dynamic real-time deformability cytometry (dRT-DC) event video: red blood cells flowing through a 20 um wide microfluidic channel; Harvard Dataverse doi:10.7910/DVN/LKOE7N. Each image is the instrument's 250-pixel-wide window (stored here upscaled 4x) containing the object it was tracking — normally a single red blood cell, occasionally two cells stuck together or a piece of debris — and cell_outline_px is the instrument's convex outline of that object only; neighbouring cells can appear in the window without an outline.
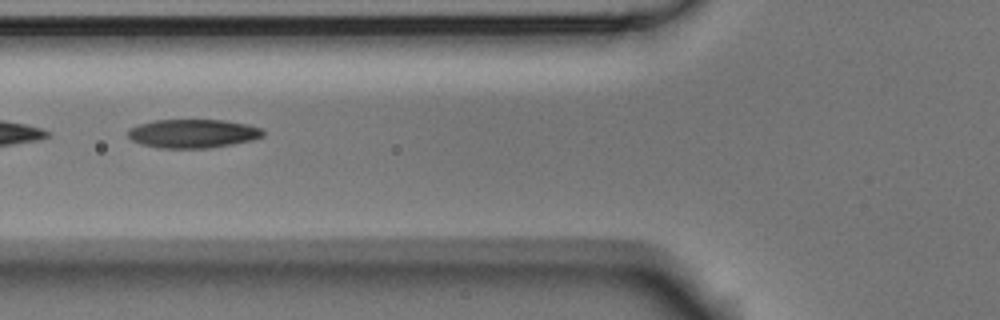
{"species": "Egyptian fruit bat (a non-hibernating species)", "species_latin": "Rousettus aegyptiacus", "temperature_condition": "room temperature", "stored_images_in_passage": 7, "camera_frame_rate_fps": 3000, "um_per_image_px": 0.085, "animal": {"sex": "male"}, "frame": {"image": 1, "passage_image": 4, "time_ms": 1.0, "image_size_px": [1000, 320], "cell_outline_px": [[264, 136], [252, 140], [232, 144], [208, 148], [160, 148], [140, 144], [132, 140], [128, 136], [128, 128], [140, 124], [156, 120], [224, 120], [248, 124], [260, 128], [264, 132]], "centroid_in_image_um": [16.39, 11.35], "position_along_channel_um": 109.4, "area_um2": 22.6}}
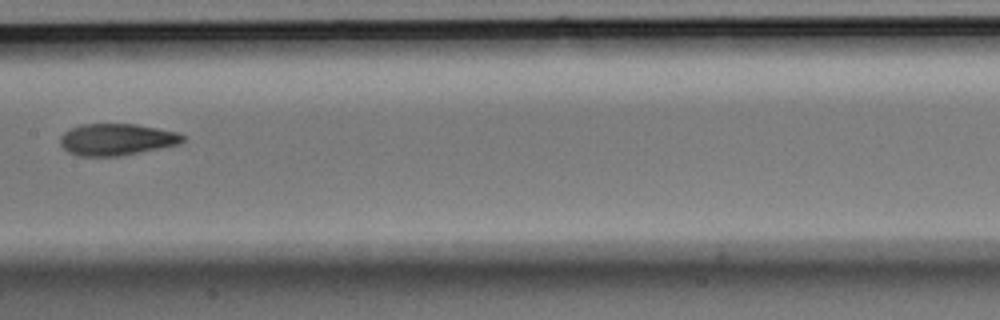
{"frame": {"image": 2, "passage_image": 6, "time_ms": 1.667, "image_size_px": [1000, 320], "cell_outline_px": [[184, 140], [180, 144], [120, 156], [80, 156], [68, 152], [60, 144], [60, 136], [64, 132], [80, 124], [136, 124], [176, 132], [184, 136]], "centroid_in_image_um": [9.89, 11.86], "position_along_channel_um": 197.5, "area_um2": 22.54}}
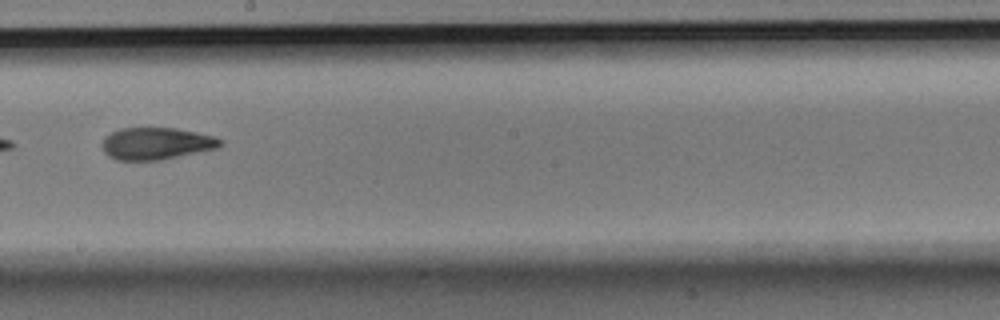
{"frame": {"image": 3, "passage_image": 7, "time_ms": 2.0, "image_size_px": [1000, 320], "cell_outline_px": [[224, 144], [220, 148], [160, 160], [116, 160], [108, 156], [104, 152], [104, 136], [120, 128], [176, 128], [216, 136], [224, 140]], "centroid_in_image_um": [13.36, 12.2], "position_along_channel_um": 234.8, "area_um2": 22.25}}